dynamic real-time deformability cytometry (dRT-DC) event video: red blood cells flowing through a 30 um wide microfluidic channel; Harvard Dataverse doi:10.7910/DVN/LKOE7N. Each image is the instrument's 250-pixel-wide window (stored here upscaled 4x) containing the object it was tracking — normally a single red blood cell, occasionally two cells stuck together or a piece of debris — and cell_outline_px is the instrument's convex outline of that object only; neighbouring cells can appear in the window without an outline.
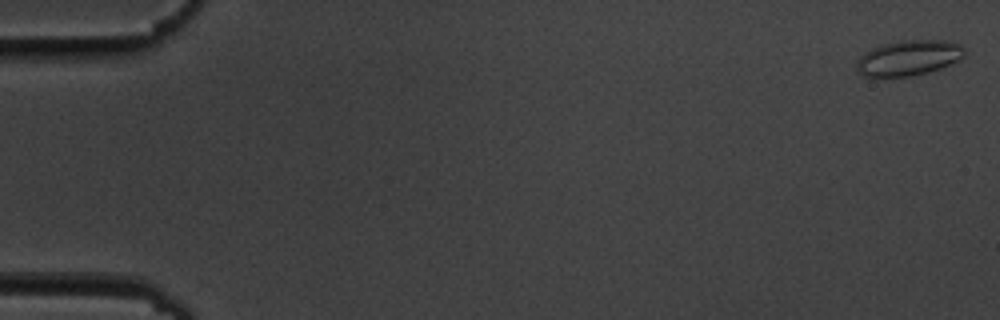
{"species": "common noctule bat (a hibernating species)", "species_latin": "Nyctalus noctula", "temperature_condition": "cold", "stored_images_in_passage": 10, "camera_frame_rate_fps": 3000, "um_per_image_px": 0.085, "animal": {"sex": "male", "body_mass_g": 19.5, "forearm_length_mm": 54.6}, "frame": {"image": 1, "passage_image": 1, "time_ms": 0.0, "image_size_px": [1000, 320], "cell_outline_px": [[964, 56], [940, 68], [928, 72], [912, 76], [876, 80], [864, 76], [856, 68], [856, 60], [864, 52], [872, 48], [884, 44], [900, 40], [952, 40], [960, 44], [964, 48]], "centroid_in_image_um": [77.16, 4.95], "position_along_channel_um": 7.8, "area_um2": 22.83}}